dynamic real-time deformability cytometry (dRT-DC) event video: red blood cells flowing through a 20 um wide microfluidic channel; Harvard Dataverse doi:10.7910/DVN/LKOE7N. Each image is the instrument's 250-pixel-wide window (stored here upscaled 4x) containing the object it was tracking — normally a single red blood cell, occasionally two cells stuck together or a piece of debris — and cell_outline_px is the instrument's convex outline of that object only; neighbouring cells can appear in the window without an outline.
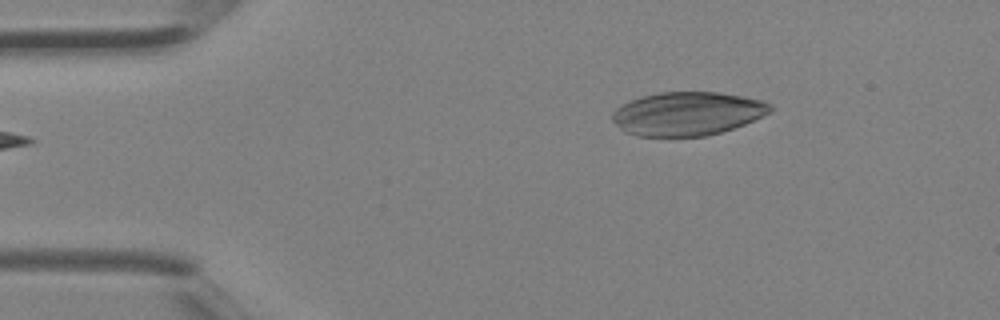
{"species": "Egyptian fruit bat (a non-hibernating species)", "species_latin": "Rousettus aegyptiacus", "temperature_condition": "room temperature", "stored_images_in_passage": 2, "camera_frame_rate_fps": 3000, "um_per_image_px": 0.085, "animal": {"sex": "female"}, "frame": {"image": 1, "passage_image": 2, "time_ms": 0.333, "image_size_px": [1000, 320], "cell_outline_px": [[772, 112], [744, 124], [720, 132], [704, 136], [636, 136], [624, 132], [612, 120], [612, 112], [616, 108], [640, 96], [660, 92], [720, 92], [744, 96], [764, 100], [772, 104]], "centroid_in_image_um": [58.44, 9.65], "position_along_channel_um": 26.6, "area_um2": 40.23}}